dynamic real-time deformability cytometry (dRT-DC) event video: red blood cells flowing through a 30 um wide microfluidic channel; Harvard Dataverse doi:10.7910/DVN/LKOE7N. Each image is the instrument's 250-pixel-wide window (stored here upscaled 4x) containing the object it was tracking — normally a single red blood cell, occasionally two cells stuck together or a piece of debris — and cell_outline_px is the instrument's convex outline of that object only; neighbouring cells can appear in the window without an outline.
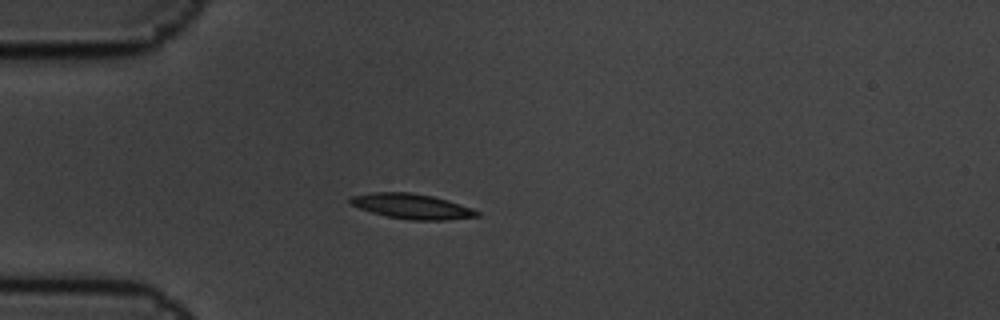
{"species": "common noctule bat (a hibernating species)", "species_latin": "Nyctalus noctula", "temperature_condition": "cold", "stored_images_in_passage": 10, "camera_frame_rate_fps": 3000, "um_per_image_px": 0.085, "animal": {"sex": "male", "body_mass_g": 19.5, "forearm_length_mm": 54.6}, "frame": {"image": 1, "passage_image": 4, "time_ms": 1.0, "image_size_px": [1000, 320], "cell_outline_px": [[480, 216], [444, 220], [408, 220], [388, 216], [372, 212], [348, 204], [348, 200], [352, 196], [372, 192], [412, 192], [432, 196], [448, 200], [472, 208], [480, 212]], "centroid_in_image_um": [35.0, 17.53], "position_along_channel_um": 50.0, "area_um2": 18.55}}
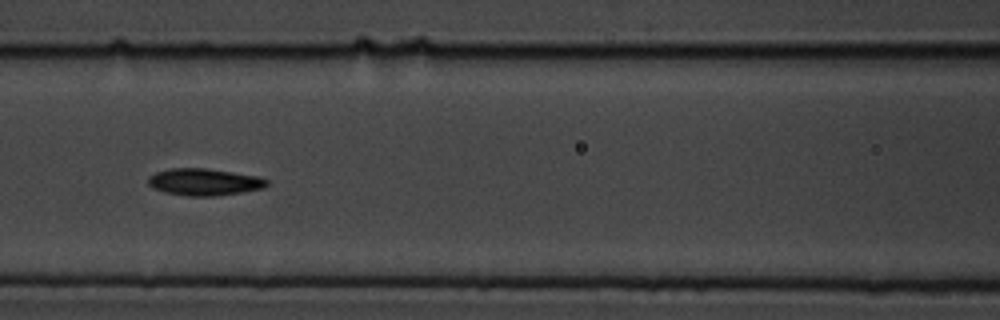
{"frame": {"image": 2, "passage_image": 7, "time_ms": 2.0, "image_size_px": [1000, 320], "cell_outline_px": [[268, 184], [264, 188], [240, 192], [212, 196], [188, 196], [164, 192], [152, 188], [148, 184], [148, 176], [156, 172], [172, 168], [204, 168], [232, 172], [256, 176], [268, 180]], "centroid_in_image_um": [17.32, 15.47], "position_along_channel_um": 149.3, "area_um2": 18.5}}
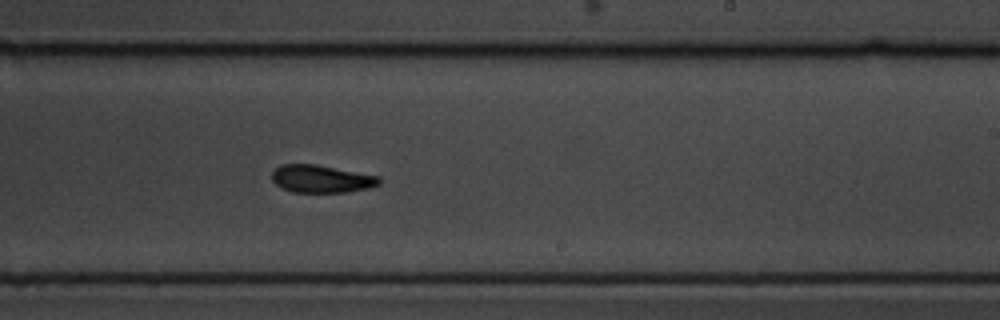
{"frame": {"image": 3, "passage_image": 10, "time_ms": 3.0, "image_size_px": [1000, 320], "cell_outline_px": [[380, 184], [368, 188], [344, 192], [292, 192], [280, 188], [272, 180], [272, 172], [280, 164], [316, 164], [380, 176]], "centroid_in_image_um": [27.29, 15.2], "position_along_channel_um": 261.7, "area_um2": 17.34}}